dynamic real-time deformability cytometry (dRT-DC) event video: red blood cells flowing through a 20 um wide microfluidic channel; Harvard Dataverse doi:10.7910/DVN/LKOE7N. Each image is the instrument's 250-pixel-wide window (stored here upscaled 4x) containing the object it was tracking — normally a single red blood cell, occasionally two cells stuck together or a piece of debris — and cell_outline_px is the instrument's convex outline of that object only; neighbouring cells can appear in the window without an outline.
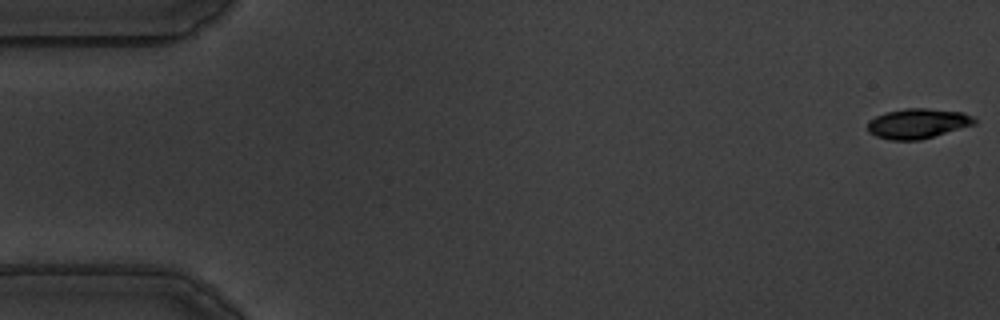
{"species": "common noctule bat (a hibernating species)", "species_latin": "Nyctalus noctula", "temperature_condition": "warm", "stored_images_in_passage": 57, "camera_frame_rate_fps": 3000, "um_per_image_px": 0.085, "animal": {"sex": "male", "body_mass_g": 19.5, "forearm_length_mm": 54.6}, "frame": {"image": 1, "passage_image": 1, "time_ms": 0.0, "image_size_px": [1000, 320], "cell_outline_px": [[976, 124], [920, 140], [888, 140], [876, 136], [868, 132], [868, 120], [884, 112], [904, 108], [928, 108], [964, 112], [972, 116], [976, 120]], "centroid_in_image_um": [77.99, 10.49], "position_along_channel_um": 7.0, "area_um2": 18.84}}
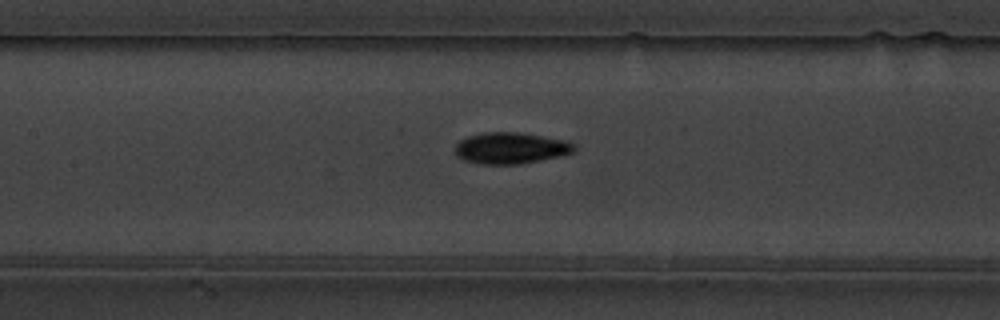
{"frame": {"image": 2, "passage_image": 26, "time_ms": 8.333, "image_size_px": [1000, 320], "cell_outline_px": [[576, 152], [560, 156], [520, 164], [480, 164], [464, 160], [456, 156], [456, 144], [460, 140], [468, 136], [484, 132], [520, 132], [568, 140], [576, 144]], "centroid_in_image_um": [43.46, 12.58], "position_along_channel_um": 163.9, "area_um2": 22.02}}
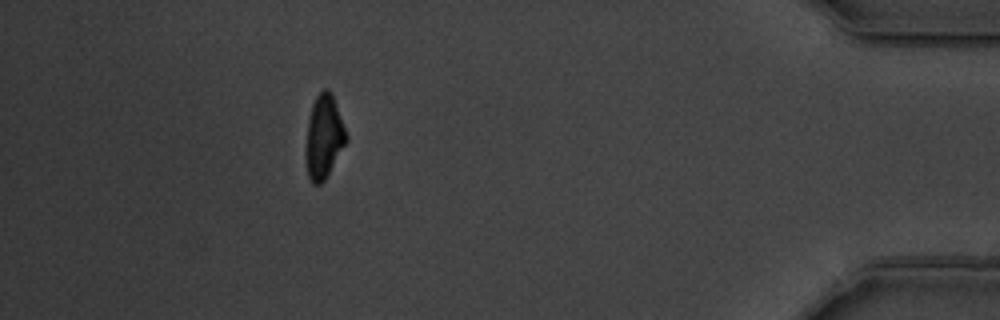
{"frame": {"image": 3, "passage_image": 51, "time_ms": 16.667, "image_size_px": [1000, 320], "cell_outline_px": [[348, 140], [324, 180], [320, 184], [312, 184], [308, 176], [304, 156], [304, 148], [308, 116], [312, 104], [316, 96], [324, 88], [328, 88], [332, 92], [348, 136]], "centroid_in_image_um": [27.5, 11.61], "position_along_channel_um": 407.7, "area_um2": 20.11}, "authors_computed_cell_mechanics": {"area_um2": 20.23, "velocity_mm_per_s": 3.5667, "shape_relaxation_time_tau1_ms": 3.613, "shape_relaxation_time_tau2_ms": 2.9841, "deformation_change_tau1": 0.1476, "deformation_change_tau2": 0.073}}